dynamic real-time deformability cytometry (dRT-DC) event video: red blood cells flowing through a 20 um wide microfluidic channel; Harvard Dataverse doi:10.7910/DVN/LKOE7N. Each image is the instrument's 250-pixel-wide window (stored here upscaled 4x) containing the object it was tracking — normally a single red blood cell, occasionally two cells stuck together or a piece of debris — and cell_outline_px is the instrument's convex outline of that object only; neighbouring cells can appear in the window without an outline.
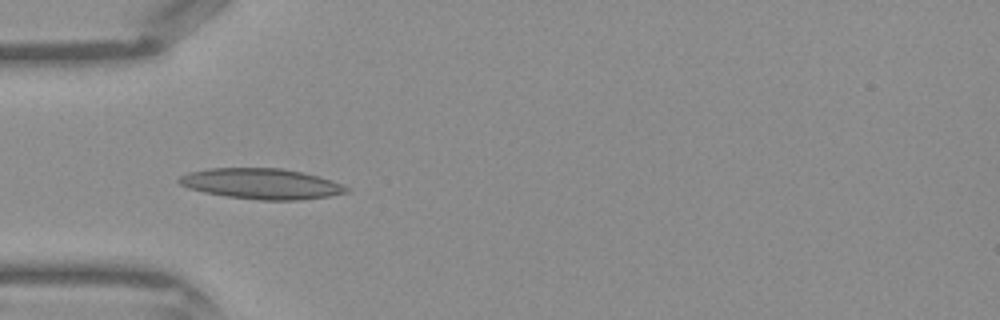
{"species": "Egyptian fruit bat (a non-hibernating species)", "species_latin": "Rousettus aegyptiacus", "temperature_condition": "warm", "stored_images_in_passage": 27, "camera_frame_rate_fps": 3000, "um_per_image_px": 0.085, "frame": {"image": 1, "passage_image": 1, "time_ms": 0.0, "image_size_px": [1000, 320], "cell_outline_px": [[352, 188], [348, 192], [328, 196], [300, 200], [260, 200], [228, 196], [204, 192], [188, 188], [180, 184], [176, 180], [180, 176], [188, 172], [208, 168], [284, 168], [320, 176], [332, 180]], "centroid_in_image_um": [22.24, 15.61], "position_along_channel_um": 62.8, "area_um2": 30.0}}
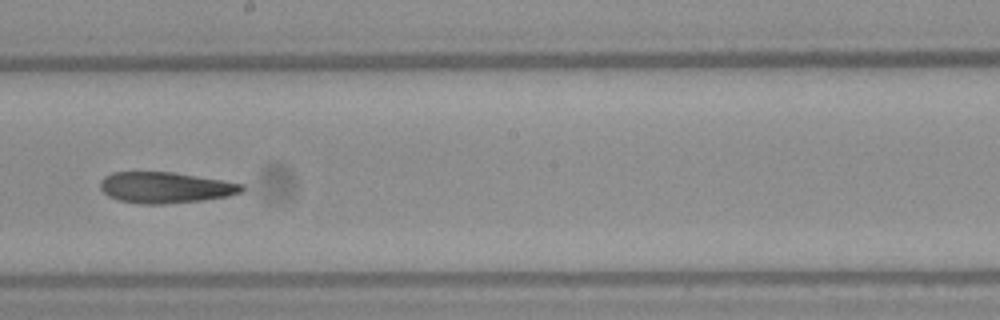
{"frame": {"image": 2, "passage_image": 12, "time_ms": 3.667, "image_size_px": [1000, 320], "cell_outline_px": [[244, 188], [240, 192], [228, 196], [204, 200], [160, 204], [140, 204], [120, 200], [108, 196], [100, 188], [100, 180], [104, 176], [112, 172], [172, 172], [244, 184]], "centroid_in_image_um": [14.02, 15.94], "position_along_channel_um": 234.2, "area_um2": 25.43}}
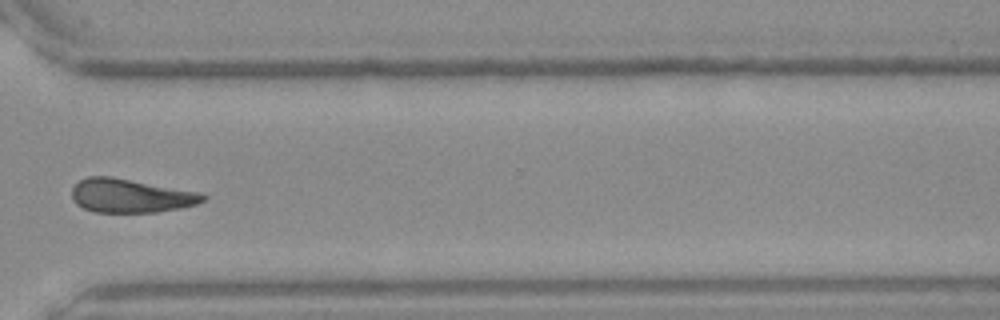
{"frame": {"image": 3, "passage_image": 20, "time_ms": 6.333, "image_size_px": [1000, 320], "cell_outline_px": [[208, 196], [204, 200], [196, 204], [180, 208], [156, 212], [92, 212], [76, 204], [72, 200], [72, 188], [80, 180], [88, 176], [112, 176], [204, 192]], "centroid_in_image_um": [11.14, 16.62], "position_along_channel_um": 359.5, "area_um2": 26.18}}